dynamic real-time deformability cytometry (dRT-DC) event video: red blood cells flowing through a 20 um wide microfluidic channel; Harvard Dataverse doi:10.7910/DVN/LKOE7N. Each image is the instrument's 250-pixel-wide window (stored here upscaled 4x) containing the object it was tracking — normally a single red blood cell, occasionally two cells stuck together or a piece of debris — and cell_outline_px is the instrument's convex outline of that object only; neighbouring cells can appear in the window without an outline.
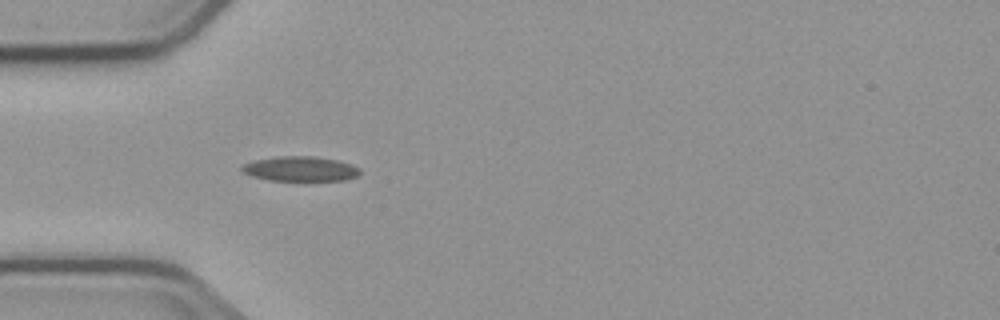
{"species": "common noctule bat (a hibernating species)", "species_latin": "Nyctalus noctula", "temperature_condition": "cold", "stored_images_in_passage": 3, "camera_frame_rate_fps": 3000, "um_per_image_px": 0.085, "animal": {"sex": "male", "body_mass_g": 23.1, "forearm_length_mm": 52.7}, "frame": {"image": 1, "passage_image": 3, "time_ms": 3.333, "image_size_px": [1000, 320], "cell_outline_px": [[360, 172], [356, 176], [344, 180], [268, 180], [252, 176], [244, 172], [240, 168], [240, 164], [256, 160], [280, 156], [312, 156], [336, 160], [352, 164], [360, 168]], "centroid_in_image_um": [25.51, 14.34], "position_along_channel_um": 59.5, "area_um2": 16.94}}